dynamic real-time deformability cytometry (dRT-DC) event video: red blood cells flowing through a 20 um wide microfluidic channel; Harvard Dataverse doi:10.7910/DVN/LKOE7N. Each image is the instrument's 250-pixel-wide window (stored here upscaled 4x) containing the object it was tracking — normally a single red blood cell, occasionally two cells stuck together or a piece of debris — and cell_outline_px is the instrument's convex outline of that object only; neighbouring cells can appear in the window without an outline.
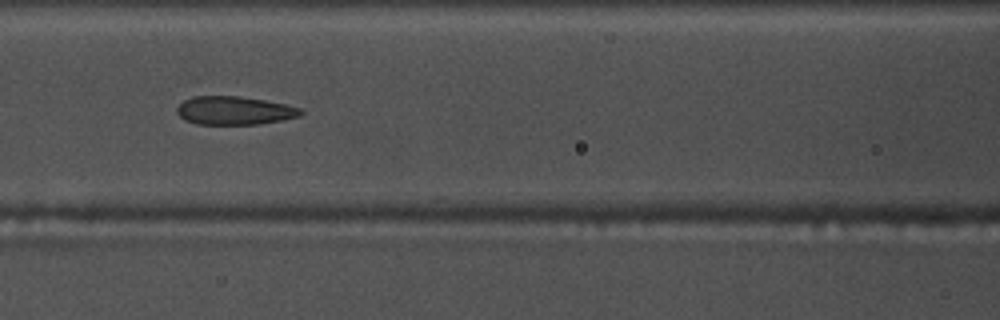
{"species": "common noctule bat (a hibernating species)", "species_latin": "Nyctalus noctula", "temperature_condition": "warm", "stored_images_in_passage": 25, "camera_frame_rate_fps": 3000, "um_per_image_px": 0.085, "animal": {"sex": "male", "body_mass_g": 17.5, "forearm_length_mm": 52.3}, "frame": {"image": 1, "passage_image": 11, "time_ms": 3.333, "image_size_px": [1000, 320], "cell_outline_px": [[304, 112], [300, 116], [280, 120], [256, 124], [196, 124], [184, 120], [176, 112], [176, 108], [184, 100], [192, 96], [240, 96], [264, 100], [284, 104], [300, 108]], "centroid_in_image_um": [19.88, 9.39], "position_along_channel_um": 146.7, "area_um2": 20.4}}
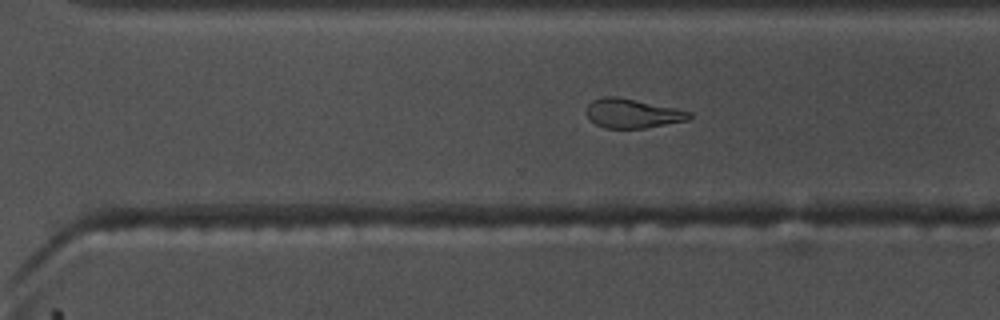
{"frame": {"image": 2, "passage_image": 22, "time_ms": 7.0, "image_size_px": [1000, 320], "cell_outline_px": [[692, 116], [688, 120], [644, 128], [604, 128], [596, 124], [588, 116], [588, 104], [592, 100], [604, 96], [616, 96], [692, 112]], "centroid_in_image_um": [53.75, 9.64], "position_along_channel_um": 316.8, "area_um2": 17.17}}